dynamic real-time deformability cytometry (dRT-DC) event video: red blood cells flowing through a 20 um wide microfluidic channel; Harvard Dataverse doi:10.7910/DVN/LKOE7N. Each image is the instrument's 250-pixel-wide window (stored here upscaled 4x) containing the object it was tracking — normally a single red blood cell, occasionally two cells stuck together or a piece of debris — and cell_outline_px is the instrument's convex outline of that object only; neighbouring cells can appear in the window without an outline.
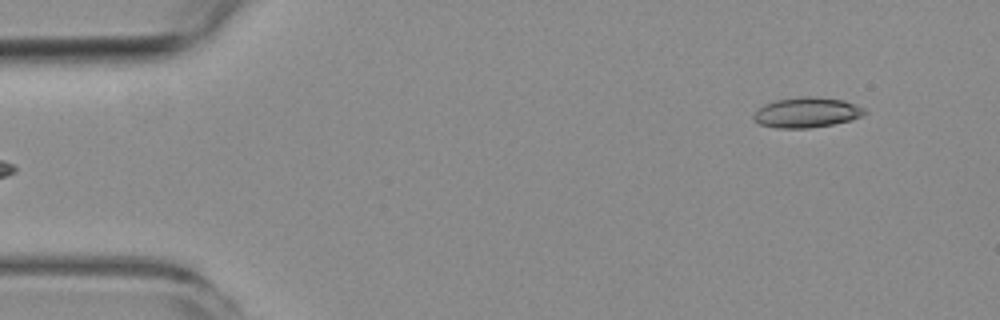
{"species": "common noctule bat (a hibernating species)", "species_latin": "Nyctalus noctula", "temperature_condition": "room temperature", "stored_images_in_passage": 3, "camera_frame_rate_fps": 3000, "um_per_image_px": 0.085, "animal": {"sex": "female", "body_mass_g": 19.3, "forearm_length_mm": 54.1}, "frame": {"image": 1, "passage_image": 3, "time_ms": 2.333, "image_size_px": [1000, 320], "cell_outline_px": [[868, 112], [852, 120], [832, 124], [808, 128], [776, 128], [760, 124], [752, 120], [752, 116], [764, 104], [776, 100], [800, 96], [816, 96], [844, 100], [864, 108]], "centroid_in_image_um": [68.56, 9.55], "position_along_channel_um": 16.4, "area_um2": 19.59}}